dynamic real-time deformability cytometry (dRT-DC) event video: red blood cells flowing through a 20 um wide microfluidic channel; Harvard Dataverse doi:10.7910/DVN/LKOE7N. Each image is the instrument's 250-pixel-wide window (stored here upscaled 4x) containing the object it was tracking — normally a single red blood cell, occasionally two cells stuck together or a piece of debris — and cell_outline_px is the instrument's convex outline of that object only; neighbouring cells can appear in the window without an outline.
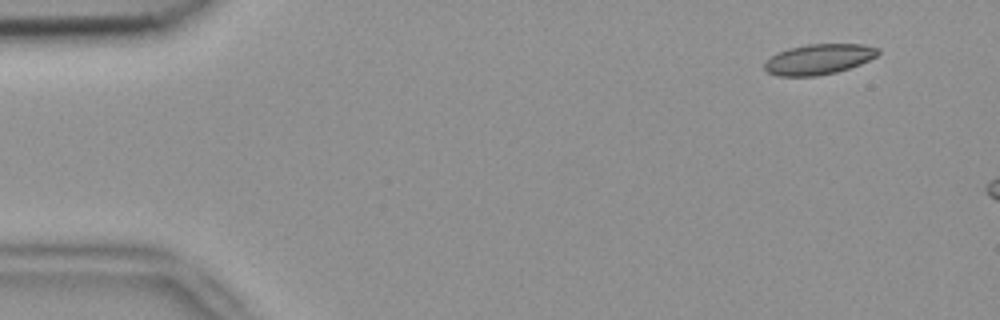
{"species": "common noctule bat (a hibernating species)", "species_latin": "Nyctalus noctula", "temperature_condition": "room temperature", "stored_images_in_passage": 3, "camera_frame_rate_fps": 3000, "um_per_image_px": 0.085, "animal": {"sex": "female", "body_mass_g": 18.4}, "frame": {"image": 1, "passage_image": 1, "time_ms": 0.0, "image_size_px": [1000, 320], "cell_outline_px": [[880, 52], [876, 56], [860, 64], [836, 72], [816, 76], [776, 76], [768, 72], [764, 68], [764, 64], [776, 52], [788, 48], [808, 44], [864, 44], [880, 48]], "centroid_in_image_um": [69.59, 5.03], "position_along_channel_um": 15.4, "area_um2": 20.11}}